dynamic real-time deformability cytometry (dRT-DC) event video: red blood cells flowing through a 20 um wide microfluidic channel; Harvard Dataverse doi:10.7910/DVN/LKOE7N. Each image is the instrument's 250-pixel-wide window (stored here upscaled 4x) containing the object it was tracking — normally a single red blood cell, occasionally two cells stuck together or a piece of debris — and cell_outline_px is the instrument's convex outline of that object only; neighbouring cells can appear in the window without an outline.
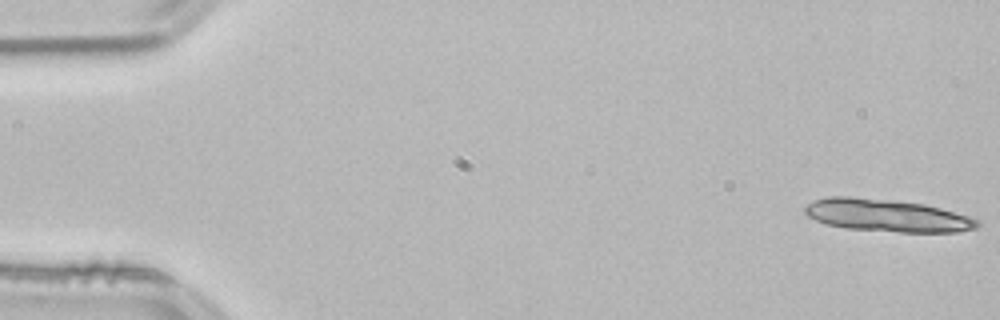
{"species": "common noctule bat (a hibernating species)", "species_latin": "Nyctalus noctula", "temperature_condition": "room temperature", "stored_images_in_passage": 13, "camera_frame_rate_fps": 3000, "um_per_image_px": 0.085, "animal": {"sex": "male", "body_mass_g": 21.5, "forearm_length_mm": 52.0}, "frame": {"image": 1, "passage_image": 1, "time_ms": 0.0, "image_size_px": [1000, 320], "cell_outline_px": [[980, 224], [976, 228], [956, 232], [900, 232], [848, 228], [828, 224], [816, 220], [808, 216], [804, 212], [804, 208], [808, 204], [816, 200], [828, 196], [848, 196], [892, 200], [924, 204], [940, 208], [968, 216], [980, 220]], "centroid_in_image_um": [75.41, 18.31], "position_along_channel_um": 9.6, "area_um2": 32.37}}